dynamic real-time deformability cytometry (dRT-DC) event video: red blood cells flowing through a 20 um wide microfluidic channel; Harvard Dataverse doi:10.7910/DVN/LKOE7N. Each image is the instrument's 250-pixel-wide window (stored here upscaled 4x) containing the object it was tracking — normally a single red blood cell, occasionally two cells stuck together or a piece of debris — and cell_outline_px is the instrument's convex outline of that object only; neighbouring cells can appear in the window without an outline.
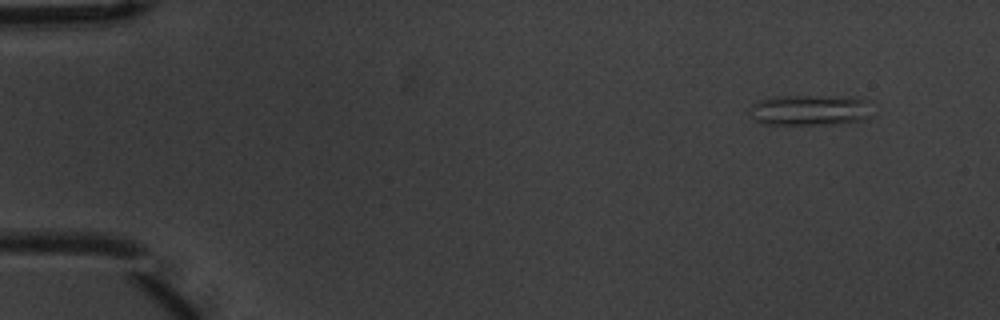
{"species": "common noctule bat (a hibernating species)", "species_latin": "Nyctalus noctula", "temperature_condition": "warm", "stored_images_in_passage": 5, "camera_frame_rate_fps": 3000, "um_per_image_px": 0.085, "animal": {"sex": "male", "body_mass_g": 20.1, "forearm_length_mm": 53.5}, "frame": {"image": 1, "passage_image": 5, "time_ms": 1.333, "image_size_px": [1000, 320], "cell_outline_px": [[872, 116], [864, 120], [840, 124], [760, 124], [748, 112], [752, 104], [760, 100], [776, 96], [856, 96], [868, 100]], "centroid_in_image_um": [68.9, 9.35], "position_along_channel_um": 16.1, "area_um2": 22.43}}